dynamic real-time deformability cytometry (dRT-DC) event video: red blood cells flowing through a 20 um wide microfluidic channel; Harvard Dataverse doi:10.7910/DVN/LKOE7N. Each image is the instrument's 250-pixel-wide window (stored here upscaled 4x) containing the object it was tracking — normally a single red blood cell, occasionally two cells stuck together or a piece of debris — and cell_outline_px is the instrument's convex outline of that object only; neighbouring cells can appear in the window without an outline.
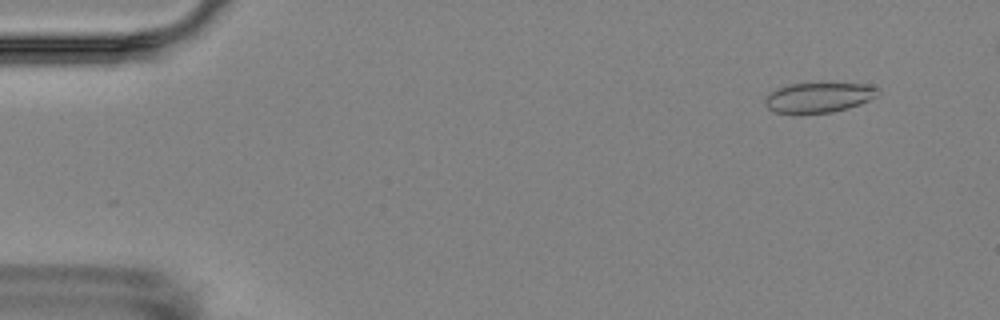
{"species": "Egyptian fruit bat (a non-hibernating species)", "species_latin": "Rousettus aegyptiacus", "temperature_condition": "room temperature", "stored_images_in_passage": 4, "camera_frame_rate_fps": 3000, "um_per_image_px": 0.085, "animal": {"sex": "female"}, "frame": {"image": 1, "passage_image": 1, "time_ms": 0.0, "image_size_px": [1000, 320], "cell_outline_px": [[880, 92], [876, 96], [860, 104], [848, 108], [832, 112], [776, 112], [768, 108], [764, 104], [764, 100], [768, 92], [776, 88], [788, 84], [820, 80], [824, 80], [872, 84], [880, 88]], "centroid_in_image_um": [69.64, 8.19], "position_along_channel_um": 15.4, "area_um2": 20.81}}